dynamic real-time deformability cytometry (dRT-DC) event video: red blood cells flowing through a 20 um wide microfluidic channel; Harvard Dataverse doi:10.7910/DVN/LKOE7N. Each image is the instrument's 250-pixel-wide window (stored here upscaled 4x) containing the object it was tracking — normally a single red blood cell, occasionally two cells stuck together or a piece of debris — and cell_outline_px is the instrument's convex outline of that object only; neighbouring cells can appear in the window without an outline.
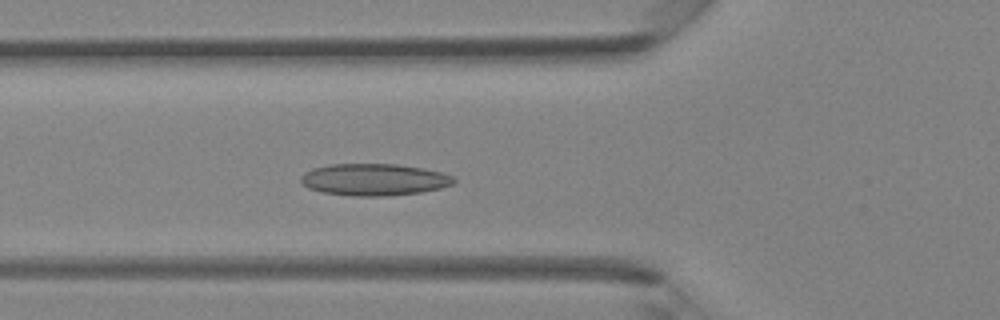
{"species": "Egyptian fruit bat (a non-hibernating species)", "species_latin": "Rousettus aegyptiacus", "temperature_condition": "room temperature", "stored_images_in_passage": 41, "camera_frame_rate_fps": 3000, "um_per_image_px": 0.085, "animal": {"sex": "female"}, "frame": {"image": 1, "passage_image": 14, "time_ms": 4.333, "image_size_px": [1000, 320], "cell_outline_px": [[456, 180], [452, 184], [440, 188], [420, 192], [388, 196], [352, 196], [320, 192], [308, 188], [300, 180], [300, 176], [304, 172], [312, 168], [328, 164], [396, 164], [424, 168], [440, 172], [452, 176]], "centroid_in_image_um": [31.75, 15.26], "position_along_channel_um": 94.0, "area_um2": 28.55}}
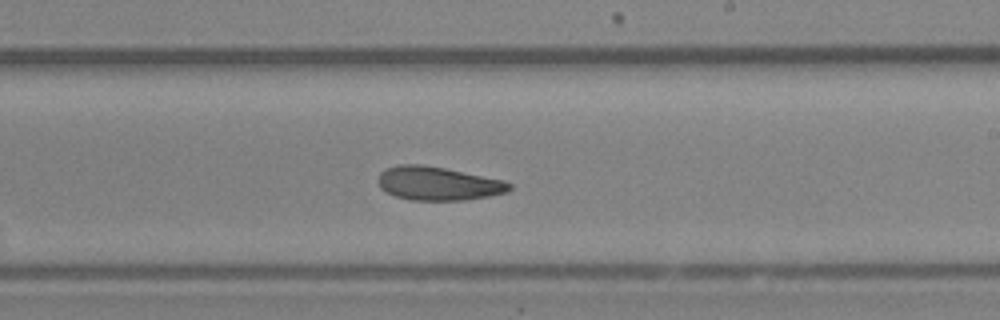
{"frame": {"image": 2, "passage_image": 24, "time_ms": 7.667, "image_size_px": [1000, 320], "cell_outline_px": [[512, 188], [508, 192], [488, 196], [464, 200], [412, 200], [396, 196], [380, 188], [380, 172], [384, 168], [400, 164], [420, 164], [444, 168], [504, 180], [512, 184]], "centroid_in_image_um": [37.26, 15.59], "position_along_channel_um": 251.7, "area_um2": 25.55}}
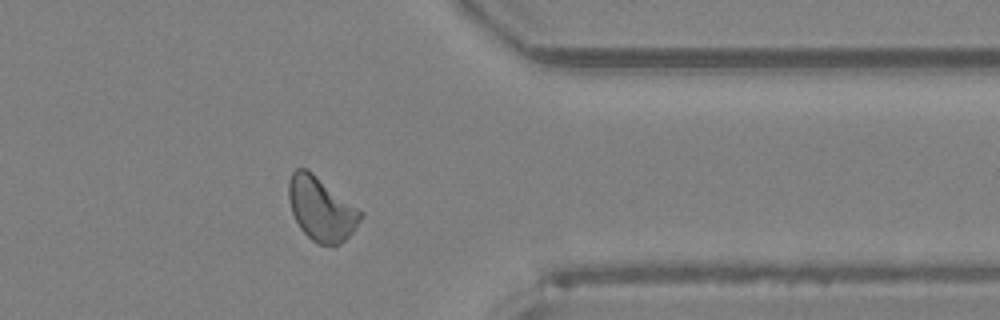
{"frame": {"image": 3, "passage_image": 33, "time_ms": 10.667, "image_size_px": [1000, 320], "cell_outline_px": [[364, 212], [360, 220], [352, 232], [340, 244], [332, 248], [320, 244], [312, 240], [300, 228], [292, 212], [288, 196], [288, 180], [292, 172], [296, 168], [308, 168]], "centroid_in_image_um": [27.3, 17.74], "position_along_channel_um": 384.1, "area_um2": 26.93}}